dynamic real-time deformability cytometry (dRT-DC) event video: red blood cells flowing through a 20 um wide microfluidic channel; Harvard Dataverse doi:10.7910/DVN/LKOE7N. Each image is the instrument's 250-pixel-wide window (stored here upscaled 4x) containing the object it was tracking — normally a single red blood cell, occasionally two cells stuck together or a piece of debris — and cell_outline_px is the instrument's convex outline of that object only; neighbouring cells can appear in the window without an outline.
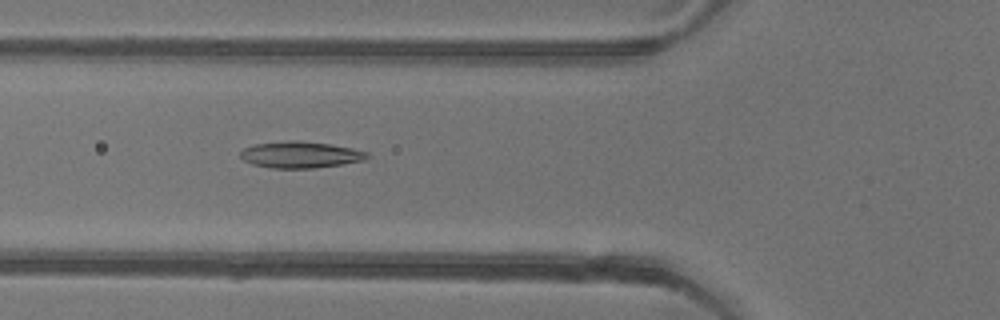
{"species": "common noctule bat (a hibernating species)", "species_latin": "Nyctalus noctula", "temperature_condition": "warm", "stored_images_in_passage": 52, "camera_frame_rate_fps": 3000, "um_per_image_px": 0.085, "animal": {"sex": "female"}, "frame": {"image": 1, "passage_image": 19, "time_ms": 6.0, "image_size_px": [1000, 320], "cell_outline_px": [[372, 156], [364, 160], [316, 168], [272, 168], [252, 164], [244, 160], [240, 156], [240, 152], [244, 148], [256, 144], [288, 140], [300, 140], [328, 144], [352, 148], [368, 152]], "centroid_in_image_um": [25.55, 13.15], "position_along_channel_um": 100.3, "area_um2": 19.54}}
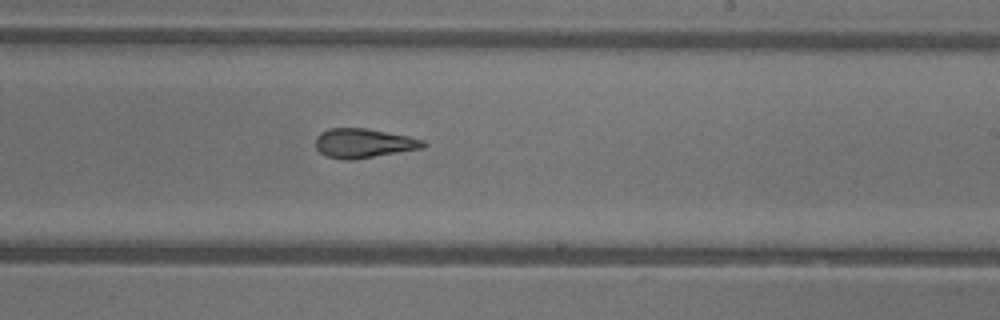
{"frame": {"image": 2, "passage_image": 31, "time_ms": 10.0, "image_size_px": [1000, 320], "cell_outline_px": [[428, 144], [424, 148], [352, 160], [344, 160], [328, 156], [320, 152], [316, 148], [316, 136], [320, 132], [328, 128], [364, 128], [408, 136], [424, 140]], "centroid_in_image_um": [30.91, 12.17], "position_along_channel_um": 258.1, "area_um2": 18.38}}
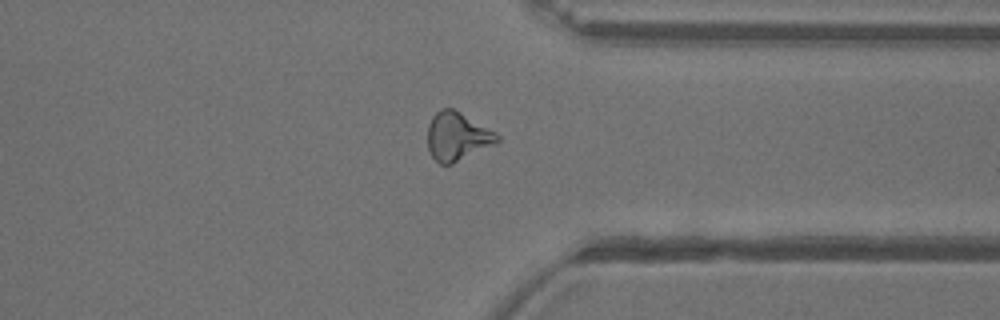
{"frame": {"image": 3, "passage_image": 40, "time_ms": 13.0, "image_size_px": [1000, 320], "cell_outline_px": [[500, 140], [496, 144], [452, 164], [440, 164], [428, 152], [428, 124], [432, 116], [440, 108], [452, 108], [460, 112], [496, 132], [500, 136]], "centroid_in_image_um": [38.87, 11.6], "position_along_channel_um": 372.5, "area_um2": 19.71}, "authors_computed_cell_mechanics": {"area_um2": 19.5075, "velocity_mm_per_s": 3.9396, "shape_relaxation_time_tau1_ms": 11.1665, "shape_relaxation_time_tau2_ms": 2.632, "deformation_change_tau1": 0.2829, "deformation_change_tau2": 0.1232}}